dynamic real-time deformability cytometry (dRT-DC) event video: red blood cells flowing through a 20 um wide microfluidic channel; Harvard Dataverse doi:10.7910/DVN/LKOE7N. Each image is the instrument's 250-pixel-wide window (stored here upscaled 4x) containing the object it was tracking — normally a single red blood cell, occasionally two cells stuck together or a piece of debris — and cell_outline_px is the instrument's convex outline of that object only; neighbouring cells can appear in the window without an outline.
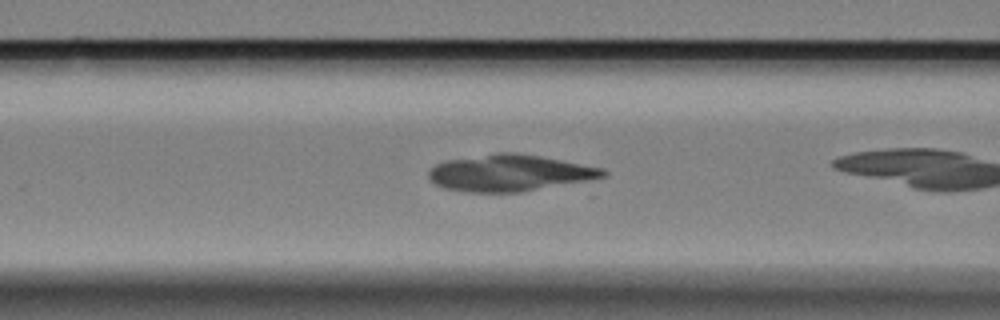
{"species": "Egyptian fruit bat (a non-hibernating species)", "species_latin": "Rousettus aegyptiacus", "temperature_condition": "cold", "stored_images_in_passage": 23, "camera_frame_rate_fps": 3000, "um_per_image_px": 0.085, "animal": {"sex": "female"}, "frame": {"image": 1, "passage_image": 10, "time_ms": 3.0, "image_size_px": [1000, 320], "cell_outline_px": [[608, 172], [604, 176], [592, 180], [520, 192], [464, 192], [444, 188], [436, 184], [428, 176], [428, 172], [436, 164], [448, 160], [496, 152], [516, 152], [540, 156], [604, 168]], "centroid_in_image_um": [43.34, 14.7], "position_along_channel_um": 123.3, "area_um2": 37.17}}
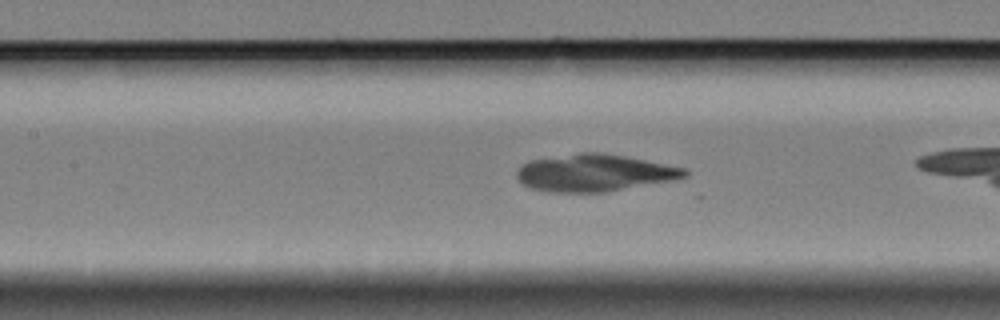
{"frame": {"image": 2, "passage_image": 13, "time_ms": 4.0, "image_size_px": [1000, 320], "cell_outline_px": [[688, 176], [672, 180], [604, 192], [544, 192], [528, 188], [520, 184], [516, 176], [516, 172], [528, 160], [580, 152], [600, 152], [624, 156], [688, 168]], "centroid_in_image_um": [50.48, 14.69], "position_along_channel_um": 156.9, "area_um2": 36.53}}